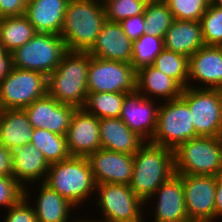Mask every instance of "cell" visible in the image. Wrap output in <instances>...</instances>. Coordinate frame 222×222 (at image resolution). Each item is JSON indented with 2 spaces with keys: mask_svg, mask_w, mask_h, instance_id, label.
<instances>
[{
  "mask_svg": "<svg viewBox=\"0 0 222 222\" xmlns=\"http://www.w3.org/2000/svg\"><path fill=\"white\" fill-rule=\"evenodd\" d=\"M145 33L164 38L174 21L173 14L165 2H148L144 12Z\"/></svg>",
  "mask_w": 222,
  "mask_h": 222,
  "instance_id": "obj_32",
  "label": "cell"
},
{
  "mask_svg": "<svg viewBox=\"0 0 222 222\" xmlns=\"http://www.w3.org/2000/svg\"><path fill=\"white\" fill-rule=\"evenodd\" d=\"M25 0H0V18L25 14Z\"/></svg>",
  "mask_w": 222,
  "mask_h": 222,
  "instance_id": "obj_39",
  "label": "cell"
},
{
  "mask_svg": "<svg viewBox=\"0 0 222 222\" xmlns=\"http://www.w3.org/2000/svg\"><path fill=\"white\" fill-rule=\"evenodd\" d=\"M133 42L117 22L106 20L92 47L91 56L105 60L131 63Z\"/></svg>",
  "mask_w": 222,
  "mask_h": 222,
  "instance_id": "obj_19",
  "label": "cell"
},
{
  "mask_svg": "<svg viewBox=\"0 0 222 222\" xmlns=\"http://www.w3.org/2000/svg\"><path fill=\"white\" fill-rule=\"evenodd\" d=\"M174 20L200 21L211 0H165Z\"/></svg>",
  "mask_w": 222,
  "mask_h": 222,
  "instance_id": "obj_35",
  "label": "cell"
},
{
  "mask_svg": "<svg viewBox=\"0 0 222 222\" xmlns=\"http://www.w3.org/2000/svg\"><path fill=\"white\" fill-rule=\"evenodd\" d=\"M76 108L57 102L48 93L26 106L29 122L33 128L45 129L65 136Z\"/></svg>",
  "mask_w": 222,
  "mask_h": 222,
  "instance_id": "obj_15",
  "label": "cell"
},
{
  "mask_svg": "<svg viewBox=\"0 0 222 222\" xmlns=\"http://www.w3.org/2000/svg\"><path fill=\"white\" fill-rule=\"evenodd\" d=\"M33 130L24 109H0V144L7 149L29 144Z\"/></svg>",
  "mask_w": 222,
  "mask_h": 222,
  "instance_id": "obj_24",
  "label": "cell"
},
{
  "mask_svg": "<svg viewBox=\"0 0 222 222\" xmlns=\"http://www.w3.org/2000/svg\"><path fill=\"white\" fill-rule=\"evenodd\" d=\"M35 34L33 25L25 15L1 18L0 43L6 52H14Z\"/></svg>",
  "mask_w": 222,
  "mask_h": 222,
  "instance_id": "obj_27",
  "label": "cell"
},
{
  "mask_svg": "<svg viewBox=\"0 0 222 222\" xmlns=\"http://www.w3.org/2000/svg\"><path fill=\"white\" fill-rule=\"evenodd\" d=\"M146 0H103L106 20L120 23L126 18L144 14Z\"/></svg>",
  "mask_w": 222,
  "mask_h": 222,
  "instance_id": "obj_33",
  "label": "cell"
},
{
  "mask_svg": "<svg viewBox=\"0 0 222 222\" xmlns=\"http://www.w3.org/2000/svg\"><path fill=\"white\" fill-rule=\"evenodd\" d=\"M180 97L188 104L198 136H222V90L186 87Z\"/></svg>",
  "mask_w": 222,
  "mask_h": 222,
  "instance_id": "obj_10",
  "label": "cell"
},
{
  "mask_svg": "<svg viewBox=\"0 0 222 222\" xmlns=\"http://www.w3.org/2000/svg\"><path fill=\"white\" fill-rule=\"evenodd\" d=\"M163 39L144 33L133 41L131 65L136 71L153 65L155 58L164 49Z\"/></svg>",
  "mask_w": 222,
  "mask_h": 222,
  "instance_id": "obj_31",
  "label": "cell"
},
{
  "mask_svg": "<svg viewBox=\"0 0 222 222\" xmlns=\"http://www.w3.org/2000/svg\"><path fill=\"white\" fill-rule=\"evenodd\" d=\"M27 189V187L24 188V196L8 209L3 219L4 222H38L32 207L33 205H29L30 199L28 197L30 195Z\"/></svg>",
  "mask_w": 222,
  "mask_h": 222,
  "instance_id": "obj_36",
  "label": "cell"
},
{
  "mask_svg": "<svg viewBox=\"0 0 222 222\" xmlns=\"http://www.w3.org/2000/svg\"><path fill=\"white\" fill-rule=\"evenodd\" d=\"M30 143L43 153L49 164L57 163L71 157L66 137L54 132L34 128Z\"/></svg>",
  "mask_w": 222,
  "mask_h": 222,
  "instance_id": "obj_28",
  "label": "cell"
},
{
  "mask_svg": "<svg viewBox=\"0 0 222 222\" xmlns=\"http://www.w3.org/2000/svg\"><path fill=\"white\" fill-rule=\"evenodd\" d=\"M173 152L177 175L217 176L222 172V136H199L179 144Z\"/></svg>",
  "mask_w": 222,
  "mask_h": 222,
  "instance_id": "obj_5",
  "label": "cell"
},
{
  "mask_svg": "<svg viewBox=\"0 0 222 222\" xmlns=\"http://www.w3.org/2000/svg\"><path fill=\"white\" fill-rule=\"evenodd\" d=\"M0 176H12V151L0 144Z\"/></svg>",
  "mask_w": 222,
  "mask_h": 222,
  "instance_id": "obj_40",
  "label": "cell"
},
{
  "mask_svg": "<svg viewBox=\"0 0 222 222\" xmlns=\"http://www.w3.org/2000/svg\"><path fill=\"white\" fill-rule=\"evenodd\" d=\"M200 23L205 45L222 46V8L210 3Z\"/></svg>",
  "mask_w": 222,
  "mask_h": 222,
  "instance_id": "obj_34",
  "label": "cell"
},
{
  "mask_svg": "<svg viewBox=\"0 0 222 222\" xmlns=\"http://www.w3.org/2000/svg\"><path fill=\"white\" fill-rule=\"evenodd\" d=\"M130 188L144 202L175 174L173 149L146 142L133 155Z\"/></svg>",
  "mask_w": 222,
  "mask_h": 222,
  "instance_id": "obj_3",
  "label": "cell"
},
{
  "mask_svg": "<svg viewBox=\"0 0 222 222\" xmlns=\"http://www.w3.org/2000/svg\"><path fill=\"white\" fill-rule=\"evenodd\" d=\"M68 0H33L26 4L25 16L36 33L60 35Z\"/></svg>",
  "mask_w": 222,
  "mask_h": 222,
  "instance_id": "obj_22",
  "label": "cell"
},
{
  "mask_svg": "<svg viewBox=\"0 0 222 222\" xmlns=\"http://www.w3.org/2000/svg\"><path fill=\"white\" fill-rule=\"evenodd\" d=\"M123 32L133 42L141 37L145 33L146 25L144 14H140L134 17L126 18L119 23Z\"/></svg>",
  "mask_w": 222,
  "mask_h": 222,
  "instance_id": "obj_38",
  "label": "cell"
},
{
  "mask_svg": "<svg viewBox=\"0 0 222 222\" xmlns=\"http://www.w3.org/2000/svg\"><path fill=\"white\" fill-rule=\"evenodd\" d=\"M65 137L71 156L87 157L101 148L99 119L83 108L76 109Z\"/></svg>",
  "mask_w": 222,
  "mask_h": 222,
  "instance_id": "obj_16",
  "label": "cell"
},
{
  "mask_svg": "<svg viewBox=\"0 0 222 222\" xmlns=\"http://www.w3.org/2000/svg\"><path fill=\"white\" fill-rule=\"evenodd\" d=\"M39 195L36 197L37 206H33L35 216L38 222H70L69 215L74 206L48 185L42 182L39 189ZM35 207V208H34ZM71 221V222H76Z\"/></svg>",
  "mask_w": 222,
  "mask_h": 222,
  "instance_id": "obj_26",
  "label": "cell"
},
{
  "mask_svg": "<svg viewBox=\"0 0 222 222\" xmlns=\"http://www.w3.org/2000/svg\"><path fill=\"white\" fill-rule=\"evenodd\" d=\"M182 179L187 216L191 222L215 221L216 176L178 175Z\"/></svg>",
  "mask_w": 222,
  "mask_h": 222,
  "instance_id": "obj_12",
  "label": "cell"
},
{
  "mask_svg": "<svg viewBox=\"0 0 222 222\" xmlns=\"http://www.w3.org/2000/svg\"><path fill=\"white\" fill-rule=\"evenodd\" d=\"M24 196V188L13 176H0V206L10 208Z\"/></svg>",
  "mask_w": 222,
  "mask_h": 222,
  "instance_id": "obj_37",
  "label": "cell"
},
{
  "mask_svg": "<svg viewBox=\"0 0 222 222\" xmlns=\"http://www.w3.org/2000/svg\"><path fill=\"white\" fill-rule=\"evenodd\" d=\"M127 93L88 92L83 109L101 118H120Z\"/></svg>",
  "mask_w": 222,
  "mask_h": 222,
  "instance_id": "obj_29",
  "label": "cell"
},
{
  "mask_svg": "<svg viewBox=\"0 0 222 222\" xmlns=\"http://www.w3.org/2000/svg\"><path fill=\"white\" fill-rule=\"evenodd\" d=\"M91 55L67 51L60 64L48 76V94L57 102L82 109L87 99V75Z\"/></svg>",
  "mask_w": 222,
  "mask_h": 222,
  "instance_id": "obj_2",
  "label": "cell"
},
{
  "mask_svg": "<svg viewBox=\"0 0 222 222\" xmlns=\"http://www.w3.org/2000/svg\"><path fill=\"white\" fill-rule=\"evenodd\" d=\"M155 196L158 200L154 222H191L187 216L182 179L177 174L164 182L145 203Z\"/></svg>",
  "mask_w": 222,
  "mask_h": 222,
  "instance_id": "obj_18",
  "label": "cell"
},
{
  "mask_svg": "<svg viewBox=\"0 0 222 222\" xmlns=\"http://www.w3.org/2000/svg\"><path fill=\"white\" fill-rule=\"evenodd\" d=\"M222 218V172L216 176L215 219Z\"/></svg>",
  "mask_w": 222,
  "mask_h": 222,
  "instance_id": "obj_41",
  "label": "cell"
},
{
  "mask_svg": "<svg viewBox=\"0 0 222 222\" xmlns=\"http://www.w3.org/2000/svg\"><path fill=\"white\" fill-rule=\"evenodd\" d=\"M105 21L103 0L68 1L60 33L67 51L87 52Z\"/></svg>",
  "mask_w": 222,
  "mask_h": 222,
  "instance_id": "obj_1",
  "label": "cell"
},
{
  "mask_svg": "<svg viewBox=\"0 0 222 222\" xmlns=\"http://www.w3.org/2000/svg\"><path fill=\"white\" fill-rule=\"evenodd\" d=\"M163 42L165 49L189 58L205 46L200 21L174 20Z\"/></svg>",
  "mask_w": 222,
  "mask_h": 222,
  "instance_id": "obj_23",
  "label": "cell"
},
{
  "mask_svg": "<svg viewBox=\"0 0 222 222\" xmlns=\"http://www.w3.org/2000/svg\"><path fill=\"white\" fill-rule=\"evenodd\" d=\"M211 4H213L219 8H222V0H211Z\"/></svg>",
  "mask_w": 222,
  "mask_h": 222,
  "instance_id": "obj_43",
  "label": "cell"
},
{
  "mask_svg": "<svg viewBox=\"0 0 222 222\" xmlns=\"http://www.w3.org/2000/svg\"><path fill=\"white\" fill-rule=\"evenodd\" d=\"M44 183L74 207L88 201L96 187L87 157L78 156L50 164Z\"/></svg>",
  "mask_w": 222,
  "mask_h": 222,
  "instance_id": "obj_4",
  "label": "cell"
},
{
  "mask_svg": "<svg viewBox=\"0 0 222 222\" xmlns=\"http://www.w3.org/2000/svg\"><path fill=\"white\" fill-rule=\"evenodd\" d=\"M156 99L143 96L137 90L125 96L120 119L146 142H150L157 127L159 106Z\"/></svg>",
  "mask_w": 222,
  "mask_h": 222,
  "instance_id": "obj_14",
  "label": "cell"
},
{
  "mask_svg": "<svg viewBox=\"0 0 222 222\" xmlns=\"http://www.w3.org/2000/svg\"><path fill=\"white\" fill-rule=\"evenodd\" d=\"M12 68V55L3 50L0 53V81L7 76Z\"/></svg>",
  "mask_w": 222,
  "mask_h": 222,
  "instance_id": "obj_42",
  "label": "cell"
},
{
  "mask_svg": "<svg viewBox=\"0 0 222 222\" xmlns=\"http://www.w3.org/2000/svg\"><path fill=\"white\" fill-rule=\"evenodd\" d=\"M136 76L137 71L131 63L91 56L87 91L129 94L136 91Z\"/></svg>",
  "mask_w": 222,
  "mask_h": 222,
  "instance_id": "obj_11",
  "label": "cell"
},
{
  "mask_svg": "<svg viewBox=\"0 0 222 222\" xmlns=\"http://www.w3.org/2000/svg\"><path fill=\"white\" fill-rule=\"evenodd\" d=\"M164 103L159 106L157 127L150 143L174 150L179 144L199 137L188 104L181 97Z\"/></svg>",
  "mask_w": 222,
  "mask_h": 222,
  "instance_id": "obj_7",
  "label": "cell"
},
{
  "mask_svg": "<svg viewBox=\"0 0 222 222\" xmlns=\"http://www.w3.org/2000/svg\"><path fill=\"white\" fill-rule=\"evenodd\" d=\"M76 222H92V221H90V220H88V219H85L84 218V220L81 218V219H79V220H77Z\"/></svg>",
  "mask_w": 222,
  "mask_h": 222,
  "instance_id": "obj_44",
  "label": "cell"
},
{
  "mask_svg": "<svg viewBox=\"0 0 222 222\" xmlns=\"http://www.w3.org/2000/svg\"><path fill=\"white\" fill-rule=\"evenodd\" d=\"M47 83L41 72L12 67L0 81V109H24L48 93Z\"/></svg>",
  "mask_w": 222,
  "mask_h": 222,
  "instance_id": "obj_9",
  "label": "cell"
},
{
  "mask_svg": "<svg viewBox=\"0 0 222 222\" xmlns=\"http://www.w3.org/2000/svg\"><path fill=\"white\" fill-rule=\"evenodd\" d=\"M98 198L96 207L101 209L104 219L92 222H144L143 213L145 202L137 196L129 185L101 183L96 184L94 194Z\"/></svg>",
  "mask_w": 222,
  "mask_h": 222,
  "instance_id": "obj_8",
  "label": "cell"
},
{
  "mask_svg": "<svg viewBox=\"0 0 222 222\" xmlns=\"http://www.w3.org/2000/svg\"><path fill=\"white\" fill-rule=\"evenodd\" d=\"M4 49H3V47H2V45H1V43H0V53L3 51Z\"/></svg>",
  "mask_w": 222,
  "mask_h": 222,
  "instance_id": "obj_46",
  "label": "cell"
},
{
  "mask_svg": "<svg viewBox=\"0 0 222 222\" xmlns=\"http://www.w3.org/2000/svg\"><path fill=\"white\" fill-rule=\"evenodd\" d=\"M49 166L43 153L31 143L12 151V176L23 188L28 182H44Z\"/></svg>",
  "mask_w": 222,
  "mask_h": 222,
  "instance_id": "obj_20",
  "label": "cell"
},
{
  "mask_svg": "<svg viewBox=\"0 0 222 222\" xmlns=\"http://www.w3.org/2000/svg\"><path fill=\"white\" fill-rule=\"evenodd\" d=\"M147 2H164L165 0H146Z\"/></svg>",
  "mask_w": 222,
  "mask_h": 222,
  "instance_id": "obj_45",
  "label": "cell"
},
{
  "mask_svg": "<svg viewBox=\"0 0 222 222\" xmlns=\"http://www.w3.org/2000/svg\"><path fill=\"white\" fill-rule=\"evenodd\" d=\"M188 64L187 56L164 48L155 58L153 66L175 80L184 89L188 87Z\"/></svg>",
  "mask_w": 222,
  "mask_h": 222,
  "instance_id": "obj_30",
  "label": "cell"
},
{
  "mask_svg": "<svg viewBox=\"0 0 222 222\" xmlns=\"http://www.w3.org/2000/svg\"><path fill=\"white\" fill-rule=\"evenodd\" d=\"M202 82L200 87L191 81ZM188 87L222 90V46H203L189 57Z\"/></svg>",
  "mask_w": 222,
  "mask_h": 222,
  "instance_id": "obj_17",
  "label": "cell"
},
{
  "mask_svg": "<svg viewBox=\"0 0 222 222\" xmlns=\"http://www.w3.org/2000/svg\"><path fill=\"white\" fill-rule=\"evenodd\" d=\"M87 159L96 184H130L133 155L100 148L88 155Z\"/></svg>",
  "mask_w": 222,
  "mask_h": 222,
  "instance_id": "obj_13",
  "label": "cell"
},
{
  "mask_svg": "<svg viewBox=\"0 0 222 222\" xmlns=\"http://www.w3.org/2000/svg\"><path fill=\"white\" fill-rule=\"evenodd\" d=\"M101 148L134 155L146 141L120 118L99 119Z\"/></svg>",
  "mask_w": 222,
  "mask_h": 222,
  "instance_id": "obj_21",
  "label": "cell"
},
{
  "mask_svg": "<svg viewBox=\"0 0 222 222\" xmlns=\"http://www.w3.org/2000/svg\"><path fill=\"white\" fill-rule=\"evenodd\" d=\"M66 52L60 35L36 33L27 43L11 53L12 67L38 71L48 77Z\"/></svg>",
  "mask_w": 222,
  "mask_h": 222,
  "instance_id": "obj_6",
  "label": "cell"
},
{
  "mask_svg": "<svg viewBox=\"0 0 222 222\" xmlns=\"http://www.w3.org/2000/svg\"><path fill=\"white\" fill-rule=\"evenodd\" d=\"M136 90L147 98L160 97L162 101H169L179 98L183 88L175 80L150 65L137 71Z\"/></svg>",
  "mask_w": 222,
  "mask_h": 222,
  "instance_id": "obj_25",
  "label": "cell"
}]
</instances>
